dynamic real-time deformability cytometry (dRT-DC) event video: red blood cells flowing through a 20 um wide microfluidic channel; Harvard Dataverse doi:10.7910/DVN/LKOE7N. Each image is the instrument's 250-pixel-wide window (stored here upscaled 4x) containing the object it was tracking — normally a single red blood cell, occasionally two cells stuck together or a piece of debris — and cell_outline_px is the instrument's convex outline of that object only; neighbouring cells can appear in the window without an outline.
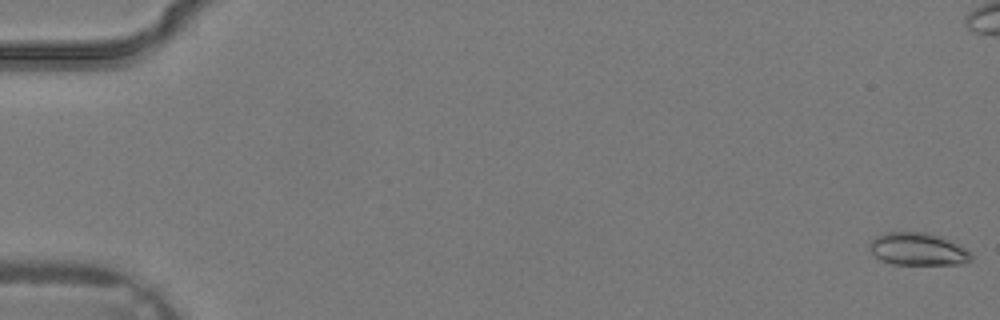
{"species": "common noctule bat (a hibernating species)", "species_latin": "Nyctalus noctula", "temperature_condition": "warm", "stored_images_in_passage": 4, "camera_frame_rate_fps": 3000, "um_per_image_px": 0.085, "animal": {"sex": "male", "body_mass_g": 19.2, "forearm_length_mm": 51.8}, "frame": {"image": 1, "passage_image": 1, "time_ms": 0.0, "image_size_px": [1000, 320], "cell_outline_px": [[972, 260], [964, 264], [892, 264], [880, 260], [872, 252], [868, 244], [876, 236], [884, 232], [928, 232], [952, 240], [964, 248], [972, 256]], "centroid_in_image_um": [78.02, 21.17], "position_along_channel_um": 7.0, "area_um2": 19.36}}